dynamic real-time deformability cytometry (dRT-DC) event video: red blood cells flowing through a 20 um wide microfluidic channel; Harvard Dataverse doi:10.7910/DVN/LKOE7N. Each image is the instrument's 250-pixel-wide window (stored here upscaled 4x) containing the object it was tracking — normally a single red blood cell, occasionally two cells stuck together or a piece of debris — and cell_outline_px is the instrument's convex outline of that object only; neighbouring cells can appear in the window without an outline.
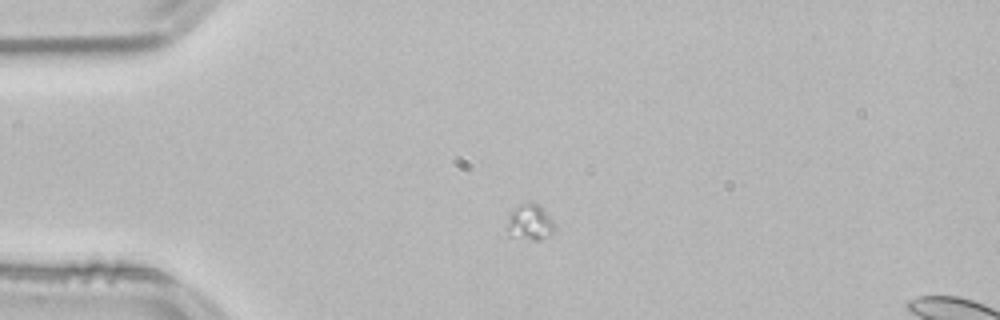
{"species": "common noctule bat (a hibernating species)", "species_latin": "Nyctalus noctula", "temperature_condition": "room temperature", "stored_images_in_passage": 44, "segment_of_instrument_passage": [1, 2], "camera_frame_rate_fps": 3000, "um_per_image_px": 0.085, "animal": {"sex": "male", "body_mass_g": 21.5, "forearm_length_mm": 52.0}, "frame": {"image": 1, "passage_image": 1, "time_ms": 0.0, "image_size_px": [1000, 320], "cell_outline_px": [[552, 232], [548, 236], [540, 240], [532, 240], [496, 236], [508, 212], [520, 204], [528, 200], [532, 200], [552, 220]], "centroid_in_image_um": [44.74, 18.95], "position_along_channel_um": 40.3, "area_um2": 11.04}}
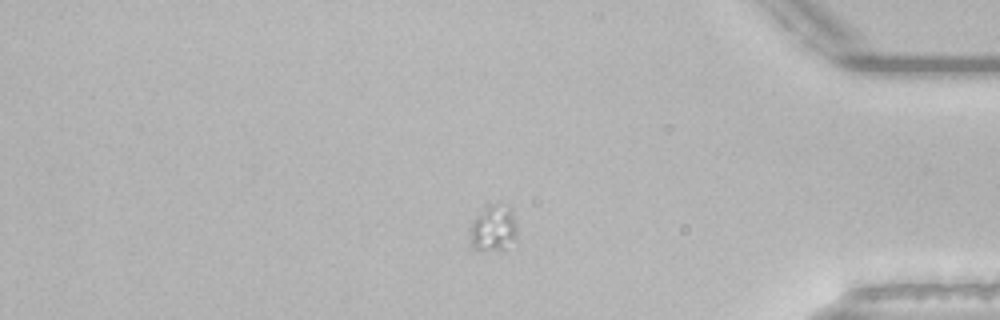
{"frame": {"image": 2, "passage_image": 34, "time_ms": 11.0, "image_size_px": [1000, 320], "cell_outline_px": [[516, 236], [504, 248], [472, 248], [468, 244], [472, 224], [476, 216], [492, 204], [512, 208], [516, 228]], "centroid_in_image_um": [41.91, 19.39], "position_along_channel_um": 393.3, "area_um2": 11.96}}